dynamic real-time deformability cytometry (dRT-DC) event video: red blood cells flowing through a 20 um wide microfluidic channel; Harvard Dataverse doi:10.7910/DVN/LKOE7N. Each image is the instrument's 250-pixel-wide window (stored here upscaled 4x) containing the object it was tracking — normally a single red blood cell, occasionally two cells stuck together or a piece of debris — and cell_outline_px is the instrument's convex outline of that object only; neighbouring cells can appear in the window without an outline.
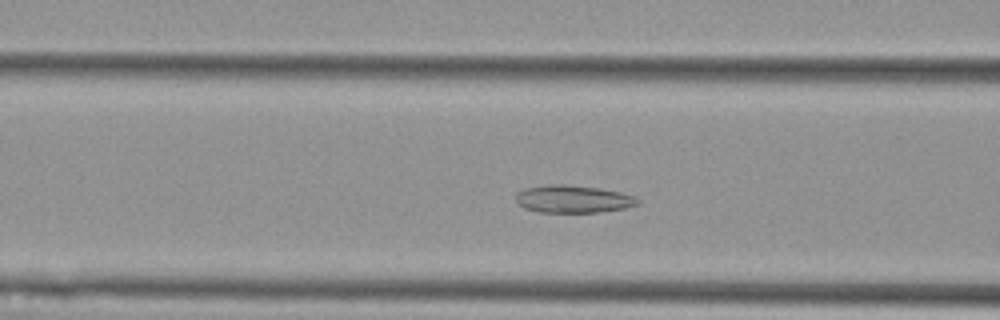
{"species": "Egyptian fruit bat (a non-hibernating species)", "species_latin": "Rousettus aegyptiacus", "temperature_condition": "cold", "stored_images_in_passage": 44, "camera_frame_rate_fps": 3000, "um_per_image_px": 0.085, "animal": {"sex": "female"}, "frame": {"image": 1, "passage_image": 9, "time_ms": 2.667, "image_size_px": [1000, 320], "cell_outline_px": [[640, 204], [624, 208], [596, 212], [540, 212], [524, 208], [516, 200], [516, 192], [524, 188], [548, 184], [564, 184], [600, 188], [620, 192], [636, 196], [640, 200]], "centroid_in_image_um": [48.72, 16.9], "position_along_channel_um": 117.9, "area_um2": 19.65}}
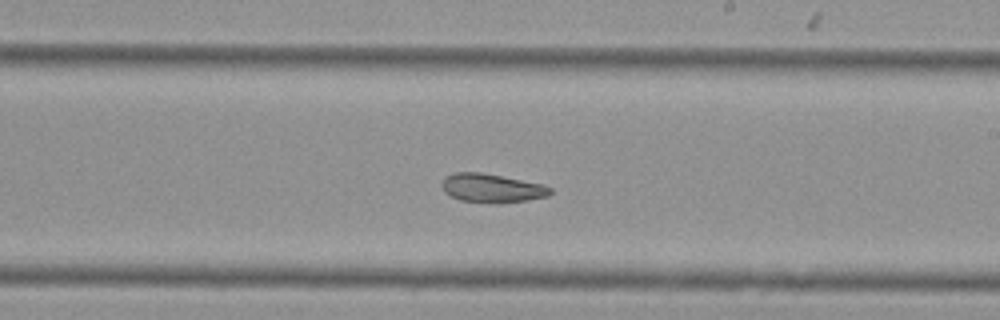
{"frame": {"image": 2, "passage_image": 20, "time_ms": 6.333, "image_size_px": [1000, 320], "cell_outline_px": [[552, 192], [548, 196], [524, 200], [496, 204], [492, 204], [460, 200], [444, 192], [440, 184], [444, 176], [452, 172], [480, 172], [544, 184], [552, 188]], "centroid_in_image_um": [41.76, 15.99], "position_along_channel_um": 247.2, "area_um2": 18.38}}
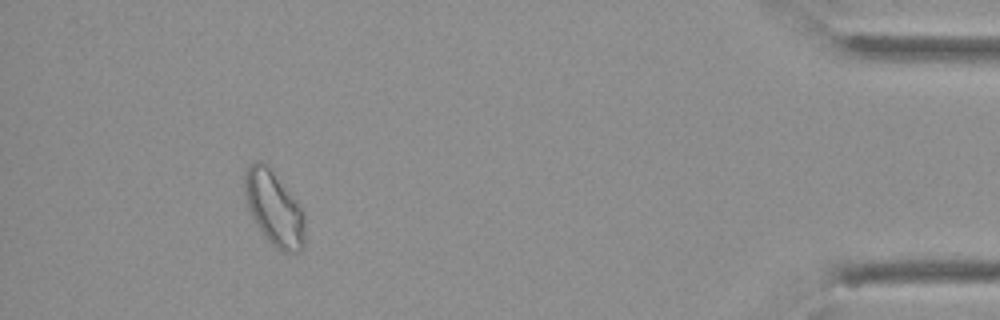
{"frame": {"image": 3, "passage_image": 39, "time_ms": 12.667, "image_size_px": [1000, 320], "cell_outline_px": [[304, 248], [300, 252], [280, 252], [268, 240], [256, 224], [248, 208], [244, 192], [244, 172], [248, 164], [252, 160], [264, 160], [296, 200], [300, 208], [304, 220]], "centroid_in_image_um": [23.26, 17.67], "position_along_channel_um": 411.9, "area_um2": 26.24}}